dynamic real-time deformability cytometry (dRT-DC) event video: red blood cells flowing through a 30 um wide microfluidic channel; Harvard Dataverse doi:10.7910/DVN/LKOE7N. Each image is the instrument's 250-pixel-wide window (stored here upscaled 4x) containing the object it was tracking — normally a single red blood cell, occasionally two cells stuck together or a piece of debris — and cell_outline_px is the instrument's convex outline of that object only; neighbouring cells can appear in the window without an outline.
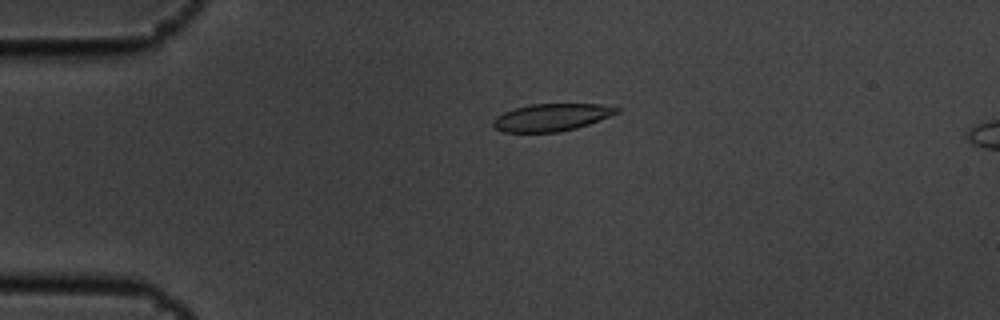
{"species": "common noctule bat (a hibernating species)", "species_latin": "Nyctalus noctula", "temperature_condition": "cold", "stored_images_in_passage": 5, "segment_of_instrument_passage": [1, 2], "camera_frame_rate_fps": 3000, "um_per_image_px": 0.085, "animal": {"sex": "male", "body_mass_g": 19.5, "forearm_length_mm": 54.6}, "frame": {"image": 1, "passage_image": 3, "time_ms": 0.667, "image_size_px": [1000, 320], "cell_outline_px": [[620, 112], [588, 124], [576, 128], [556, 132], [504, 132], [496, 128], [492, 124], [492, 120], [496, 116], [504, 112], [516, 108], [532, 104], [600, 104], [620, 108]], "centroid_in_image_um": [46.87, 9.97], "position_along_channel_um": 38.1, "area_um2": 19.54}}